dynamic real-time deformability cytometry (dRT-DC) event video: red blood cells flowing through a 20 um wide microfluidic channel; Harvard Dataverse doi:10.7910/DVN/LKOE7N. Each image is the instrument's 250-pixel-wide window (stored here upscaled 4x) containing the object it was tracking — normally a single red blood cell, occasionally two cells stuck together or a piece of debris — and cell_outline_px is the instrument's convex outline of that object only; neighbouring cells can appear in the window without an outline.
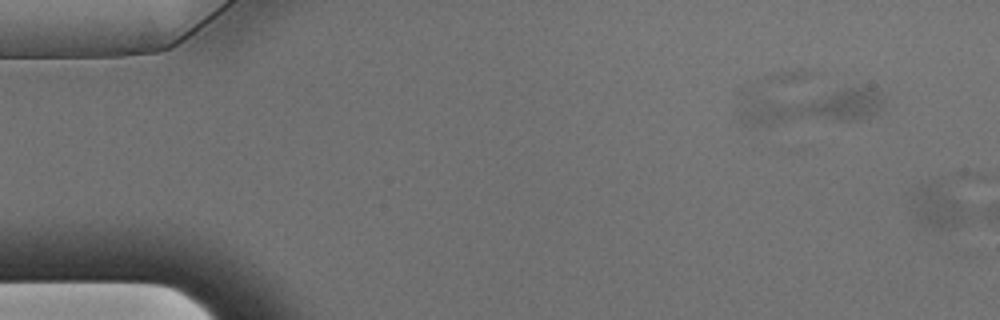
{"species": "Egyptian fruit bat (a non-hibernating species)", "species_latin": "Rousettus aegyptiacus", "temperature_condition": "warm", "stored_images_in_passage": 5, "segment_of_instrument_passage": [2, 2], "camera_frame_rate_fps": 3000, "um_per_image_px": 0.085, "animal": {"sex": "male"}, "frame": {"image": 1, "passage_image": 5, "time_ms": 1.333, "image_size_px": [1000, 320], "cell_outline_px": [[972, 212], [960, 224], [928, 232], [924, 232], [908, 220], [912, 196], [920, 188], [940, 176]], "centroid_in_image_um": [79.64, 17.61], "position_along_channel_um": 5.4, "area_um2": 16.18}}